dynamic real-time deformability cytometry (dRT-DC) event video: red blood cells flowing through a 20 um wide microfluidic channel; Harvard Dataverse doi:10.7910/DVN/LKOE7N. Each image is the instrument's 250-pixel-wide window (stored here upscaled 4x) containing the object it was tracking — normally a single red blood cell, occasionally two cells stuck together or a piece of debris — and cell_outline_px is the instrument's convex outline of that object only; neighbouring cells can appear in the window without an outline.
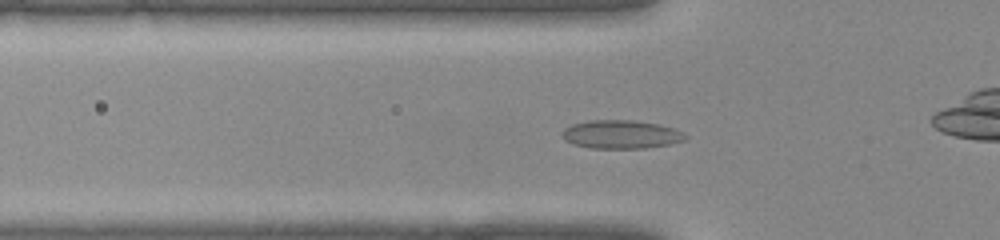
{"species": "common noctule bat (a hibernating species)", "species_latin": "Nyctalus noctula", "temperature_condition": "warm", "stored_images_in_passage": 41, "camera_frame_rate_fps": 3000, "um_per_image_px": 0.085, "animal": {"sex": "female", "body_mass_g": 22.0, "forearm_length_mm": 56.7}, "frame": {"image": 1, "passage_image": 13, "time_ms": 4.0, "image_size_px": [1000, 240], "cell_outline_px": [[688, 140], [668, 144], [644, 148], [592, 148], [572, 144], [564, 140], [560, 136], [560, 132], [564, 128], [572, 124], [588, 120], [632, 120], [660, 124], [684, 132], [688, 136]], "centroid_in_image_um": [52.77, 11.42], "position_along_channel_um": 73.0, "area_um2": 20.69}}
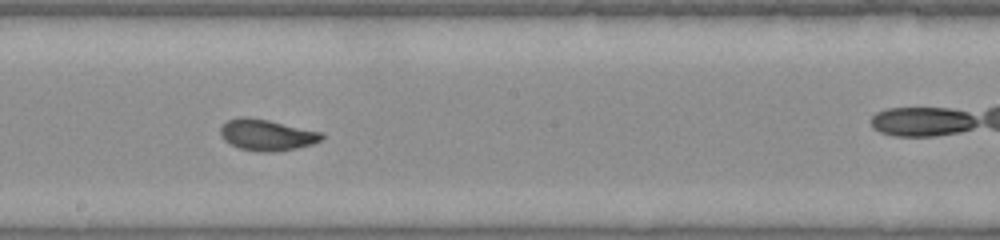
{"frame": {"image": 2, "passage_image": 22, "time_ms": 7.0, "image_size_px": [1000, 240], "cell_outline_px": [[324, 136], [320, 140], [312, 144], [296, 148], [272, 152], [256, 152], [240, 148], [224, 140], [220, 136], [220, 128], [228, 120], [244, 116], [268, 120], [320, 132]], "centroid_in_image_um": [22.64, 11.48], "position_along_channel_um": 225.6, "area_um2": 18.15}}
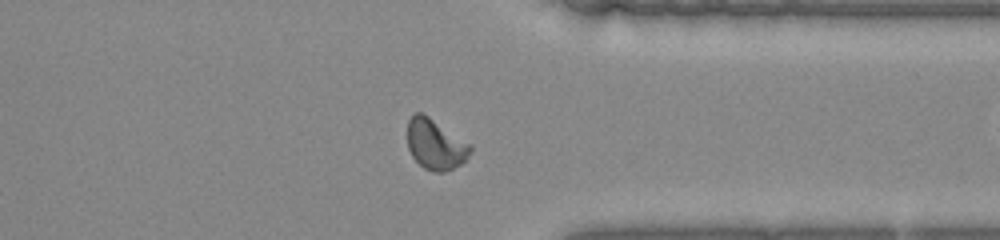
{"frame": {"image": 3, "passage_image": 31, "time_ms": 10.0, "image_size_px": [1000, 240], "cell_outline_px": [[472, 152], [468, 160], [444, 172], [432, 172], [424, 168], [412, 156], [408, 148], [408, 120], [416, 112], [420, 112], [428, 116], [468, 144], [472, 148]], "centroid_in_image_um": [37.0, 12.3], "position_along_channel_um": 374.4, "area_um2": 18.15}}